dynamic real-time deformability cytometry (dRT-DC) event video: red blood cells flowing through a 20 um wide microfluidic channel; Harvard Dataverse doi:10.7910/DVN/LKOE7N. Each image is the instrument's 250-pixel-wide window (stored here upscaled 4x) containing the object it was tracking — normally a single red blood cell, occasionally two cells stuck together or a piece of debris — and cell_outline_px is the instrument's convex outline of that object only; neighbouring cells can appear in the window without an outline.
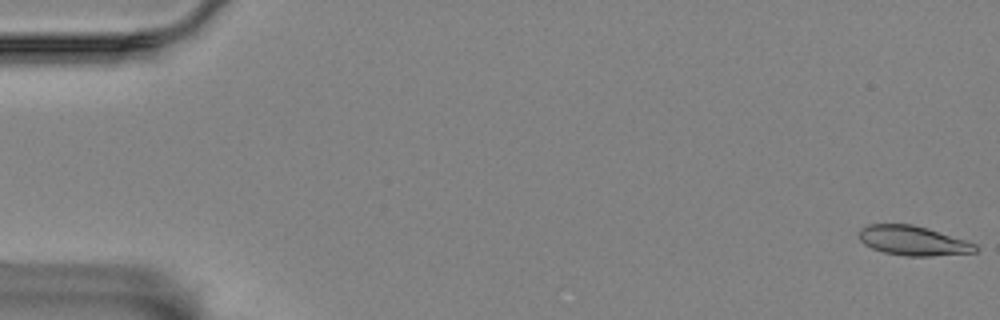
{"species": "Egyptian fruit bat (a non-hibernating species)", "species_latin": "Rousettus aegyptiacus", "temperature_condition": "room temperature", "stored_images_in_passage": 59, "camera_frame_rate_fps": 3000, "um_per_image_px": 0.085, "animal": {"sex": "female"}, "frame": {"image": 1, "passage_image": 1, "time_ms": 0.0, "image_size_px": [1000, 320], "cell_outline_px": [[980, 248], [976, 252], [932, 256], [904, 256], [884, 252], [872, 248], [864, 244], [860, 240], [860, 228], [868, 224], [912, 224], [928, 228], [976, 244]], "centroid_in_image_um": [77.61, 20.46], "position_along_channel_um": 7.4, "area_um2": 20.0}}
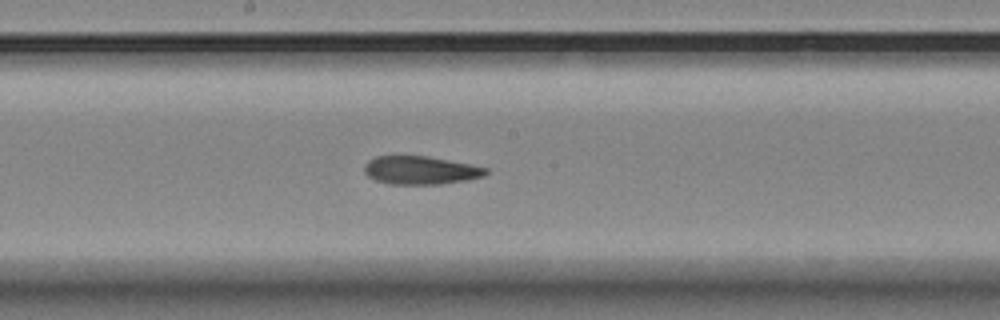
{"frame": {"image": 2, "passage_image": 31, "time_ms": 10.0, "image_size_px": [1000, 320], "cell_outline_px": [[488, 172], [484, 176], [468, 180], [440, 184], [388, 184], [376, 180], [368, 176], [364, 172], [364, 164], [368, 160], [376, 156], [424, 156], [468, 164], [488, 168]], "centroid_in_image_um": [35.72, 14.48], "position_along_channel_um": 212.5, "area_um2": 19.88}}
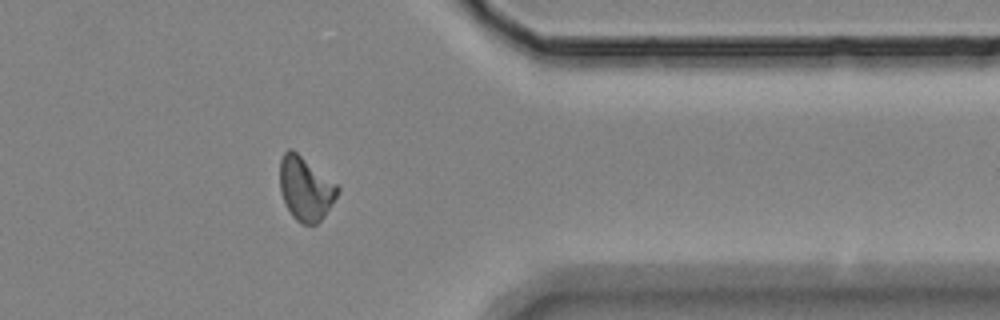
{"frame": {"image": 3, "passage_image": 47, "time_ms": 15.333, "image_size_px": [1000, 320], "cell_outline_px": [[340, 188], [336, 196], [324, 216], [316, 224], [300, 224], [292, 216], [280, 192], [280, 160], [284, 152], [288, 148], [292, 148], [336, 184]], "centroid_in_image_um": [25.94, 16.02], "position_along_channel_um": 385.5, "area_um2": 21.15}}